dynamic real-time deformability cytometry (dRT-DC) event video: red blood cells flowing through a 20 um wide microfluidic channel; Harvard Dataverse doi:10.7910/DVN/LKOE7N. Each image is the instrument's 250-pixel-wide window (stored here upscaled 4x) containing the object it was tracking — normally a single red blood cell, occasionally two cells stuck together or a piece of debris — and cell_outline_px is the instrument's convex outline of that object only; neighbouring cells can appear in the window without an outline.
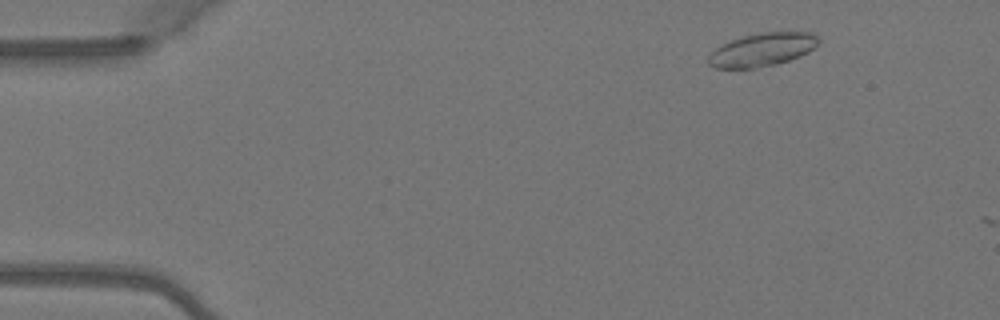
{"species": "Egyptian fruit bat (a non-hibernating species)", "species_latin": "Rousettus aegyptiacus", "temperature_condition": "warm", "stored_images_in_passage": 2, "camera_frame_rate_fps": 3000, "um_per_image_px": 0.085, "animal": {"sex": "female"}, "frame": {"image": 1, "passage_image": 1, "time_ms": 0.0, "image_size_px": [1000, 320], "cell_outline_px": [[820, 40], [808, 52], [800, 56], [776, 64], [752, 68], [716, 68], [708, 64], [708, 56], [716, 48], [732, 40], [744, 36], [760, 32], [812, 32], [820, 36]], "centroid_in_image_um": [64.81, 4.21], "position_along_channel_um": 20.2, "area_um2": 21.15}}